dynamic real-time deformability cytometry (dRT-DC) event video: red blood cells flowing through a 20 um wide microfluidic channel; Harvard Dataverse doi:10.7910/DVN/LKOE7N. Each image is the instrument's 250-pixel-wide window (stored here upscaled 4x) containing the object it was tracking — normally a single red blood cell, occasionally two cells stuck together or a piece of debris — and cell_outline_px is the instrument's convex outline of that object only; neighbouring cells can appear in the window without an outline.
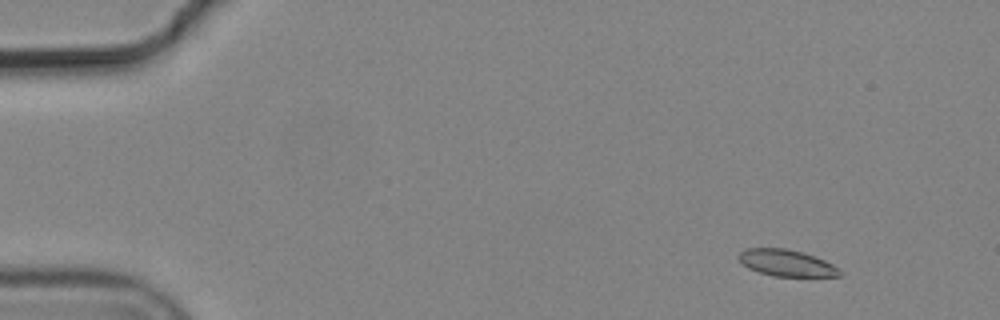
{"species": "common noctule bat (a hibernating species)", "species_latin": "Nyctalus noctula", "temperature_condition": "cold", "stored_images_in_passage": 5, "camera_frame_rate_fps": 3000, "um_per_image_px": 0.085, "animal": {"sex": "male", "body_mass_g": 19.2, "forearm_length_mm": 51.8}, "frame": {"image": 1, "passage_image": 2, "time_ms": 0.333, "image_size_px": [1000, 320], "cell_outline_px": [[844, 272], [840, 276], [772, 276], [748, 268], [740, 260], [740, 252], [744, 248], [784, 248], [800, 252], [824, 260], [840, 268]], "centroid_in_image_um": [66.88, 22.36], "position_along_channel_um": 18.1, "area_um2": 15.43}}
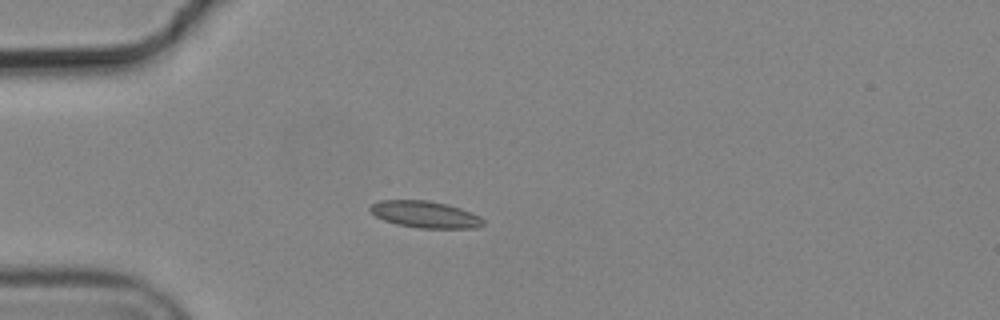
{"frame": {"image": 2, "passage_image": 5, "time_ms": 1.333, "image_size_px": [1000, 320], "cell_outline_px": [[484, 224], [476, 228], [420, 228], [396, 224], [384, 220], [376, 216], [368, 208], [372, 204], [380, 200], [428, 200], [448, 204], [472, 212], [480, 216], [484, 220]], "centroid_in_image_um": [36.16, 18.22], "position_along_channel_um": 48.8, "area_um2": 17.69}}